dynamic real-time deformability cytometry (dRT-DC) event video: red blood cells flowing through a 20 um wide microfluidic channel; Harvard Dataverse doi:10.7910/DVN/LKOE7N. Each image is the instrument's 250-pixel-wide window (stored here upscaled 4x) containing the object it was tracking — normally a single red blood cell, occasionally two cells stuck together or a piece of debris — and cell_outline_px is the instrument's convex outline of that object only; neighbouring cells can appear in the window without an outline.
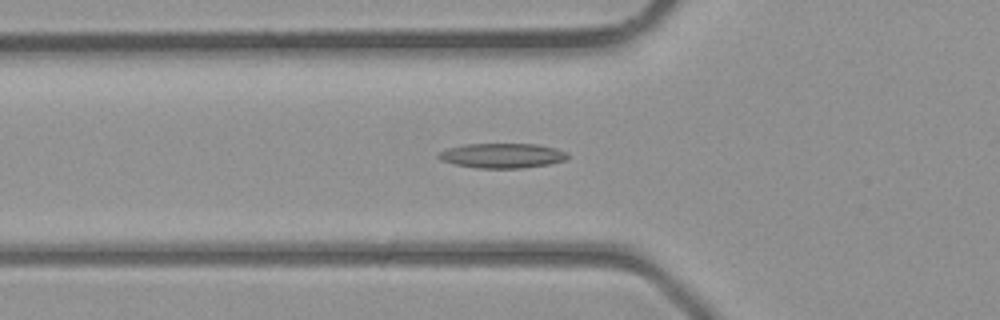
{"species": "common noctule bat (a hibernating species)", "species_latin": "Nyctalus noctula", "temperature_condition": "room temperature", "stored_images_in_passage": 40, "camera_frame_rate_fps": 3000, "um_per_image_px": 0.085, "animal": {"sex": "male", "body_mass_g": 23.1, "forearm_length_mm": 52.7}, "frame": {"image": 1, "passage_image": 14, "time_ms": 4.333, "image_size_px": [1000, 320], "cell_outline_px": [[568, 156], [564, 160], [548, 164], [520, 168], [476, 168], [456, 164], [440, 160], [436, 156], [440, 152], [448, 148], [464, 144], [536, 144], [556, 148], [568, 152]], "centroid_in_image_um": [42.68, 13.22], "position_along_channel_um": 83.1, "area_um2": 18.55}}
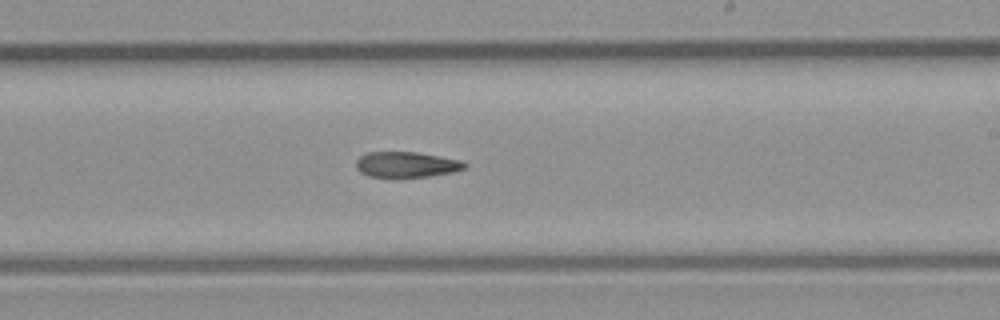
{"frame": {"image": 2, "passage_image": 24, "time_ms": 7.667, "image_size_px": [1000, 320], "cell_outline_px": [[468, 164], [464, 168], [452, 172], [428, 176], [368, 176], [360, 172], [356, 168], [356, 160], [360, 156], [368, 152], [416, 152], [440, 156], [460, 160]], "centroid_in_image_um": [34.53, 13.97], "position_along_channel_um": 254.5, "area_um2": 15.9}}
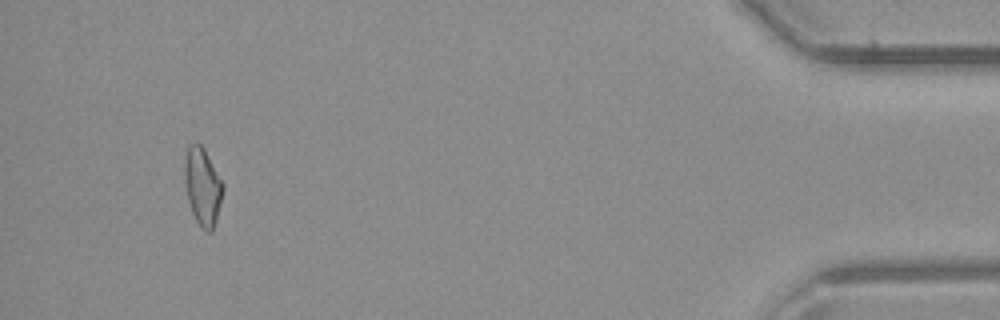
{"frame": {"image": 3, "passage_image": 38, "time_ms": 12.333, "image_size_px": [1000, 320], "cell_outline_px": [[224, 188], [216, 220], [212, 232], [208, 232], [200, 228], [192, 212], [188, 200], [184, 176], [184, 160], [188, 144], [200, 144], [204, 148], [224, 184]], "centroid_in_image_um": [17.22, 15.85], "position_along_channel_um": 418.0, "area_um2": 17.34}}